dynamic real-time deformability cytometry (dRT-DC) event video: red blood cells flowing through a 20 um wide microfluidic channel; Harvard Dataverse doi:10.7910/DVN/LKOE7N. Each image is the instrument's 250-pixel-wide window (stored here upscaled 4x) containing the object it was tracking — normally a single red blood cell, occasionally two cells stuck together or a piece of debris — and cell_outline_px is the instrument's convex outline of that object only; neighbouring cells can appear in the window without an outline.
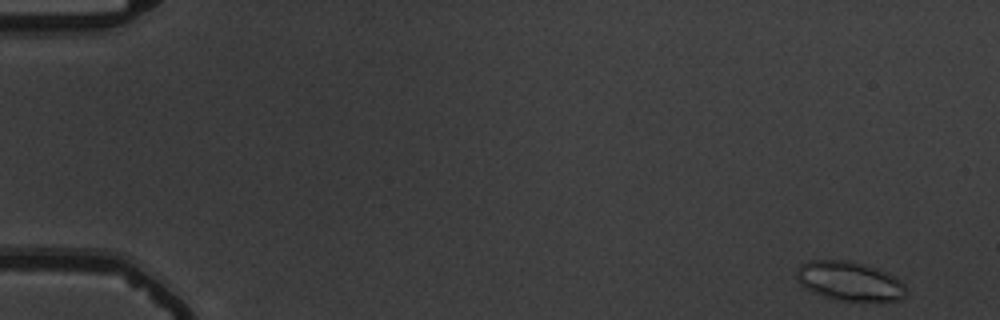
{"species": "common noctule bat (a hibernating species)", "species_latin": "Nyctalus noctula", "temperature_condition": "warm", "stored_images_in_passage": 53, "camera_frame_rate_fps": 3000, "um_per_image_px": 0.085, "animal": {"sex": "male", "body_mass_g": 19.5, "forearm_length_mm": 54.6}, "frame": {"image": 1, "passage_image": 1, "time_ms": 0.0, "image_size_px": [1000, 320], "cell_outline_px": [[908, 292], [900, 300], [840, 300], [824, 296], [812, 292], [800, 284], [796, 276], [796, 272], [800, 264], [808, 260], [848, 260], [864, 264], [876, 268], [896, 276], [904, 284]], "centroid_in_image_um": [72.21, 23.87], "position_along_channel_um": 12.8, "area_um2": 24.97}}
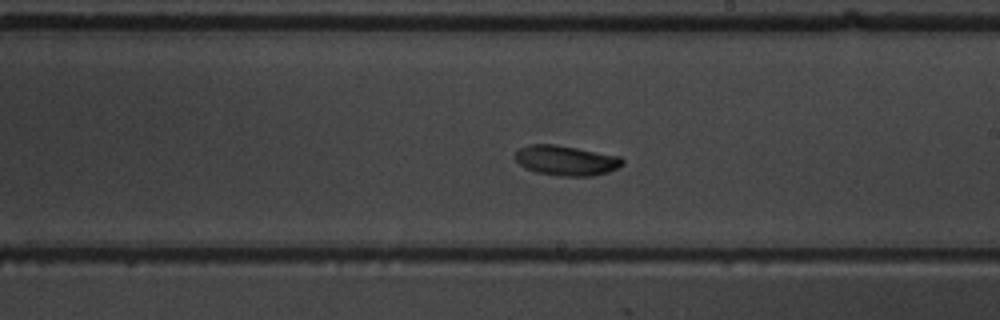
{"frame": {"image": 2, "passage_image": 31, "time_ms": 10.0, "image_size_px": [1000, 320], "cell_outline_px": [[624, 164], [608, 172], [592, 176], [560, 176], [536, 172], [524, 168], [516, 160], [516, 152], [520, 148], [532, 144], [552, 144], [576, 148], [620, 156], [624, 160]], "centroid_in_image_um": [48.13, 13.65], "position_along_channel_um": 240.9, "area_um2": 18.61}}
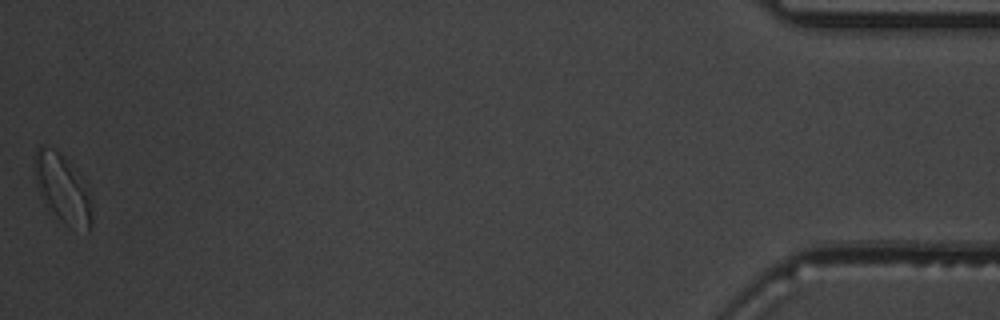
{"frame": {"image": 3, "passage_image": 53, "time_ms": 17.333, "image_size_px": [1000, 320], "cell_outline_px": [[92, 224], [88, 232], [64, 224], [44, 204], [40, 196], [36, 180], [36, 148], [40, 144], [52, 148], [60, 152], [88, 192], [92, 212]], "centroid_in_image_um": [5.3, 16.09], "position_along_channel_um": 429.9, "area_um2": 22.08}, "authors_computed_cell_mechanics": {"area_um2": 18.7272, "velocity_mm_per_s": 3.7494, "shape_relaxation_time_tau1_ms": 2.3049, "shape_relaxation_time_tau2_ms": null, "deformation_change_tau1": 0.1023, "deformation_change_tau2": null}}